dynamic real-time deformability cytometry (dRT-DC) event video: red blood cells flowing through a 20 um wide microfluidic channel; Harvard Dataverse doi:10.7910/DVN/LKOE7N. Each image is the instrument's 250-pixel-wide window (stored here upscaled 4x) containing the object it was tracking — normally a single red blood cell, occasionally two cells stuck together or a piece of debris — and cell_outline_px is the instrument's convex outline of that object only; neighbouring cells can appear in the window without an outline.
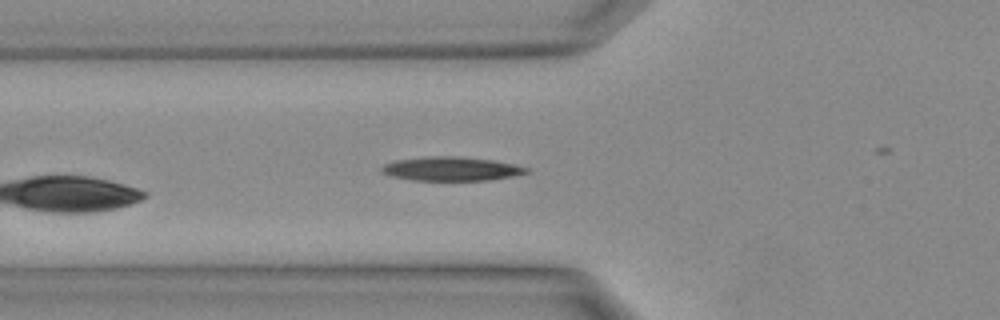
{"species": "Egyptian fruit bat (a non-hibernating species)", "species_latin": "Rousettus aegyptiacus", "temperature_condition": "warm", "stored_images_in_passage": 8, "camera_frame_rate_fps": 3000, "um_per_image_px": 0.085, "animal": {"sex": "female"}, "frame": {"image": 1, "passage_image": 8, "time_ms": 2.333, "image_size_px": [1000, 320], "cell_outline_px": [[532, 172], [512, 176], [488, 180], [416, 180], [392, 176], [384, 172], [380, 168], [384, 164], [396, 160], [424, 156], [460, 156], [492, 160], [512, 164], [528, 168]], "centroid_in_image_um": [38.38, 14.34], "position_along_channel_um": 87.4, "area_um2": 20.06}}